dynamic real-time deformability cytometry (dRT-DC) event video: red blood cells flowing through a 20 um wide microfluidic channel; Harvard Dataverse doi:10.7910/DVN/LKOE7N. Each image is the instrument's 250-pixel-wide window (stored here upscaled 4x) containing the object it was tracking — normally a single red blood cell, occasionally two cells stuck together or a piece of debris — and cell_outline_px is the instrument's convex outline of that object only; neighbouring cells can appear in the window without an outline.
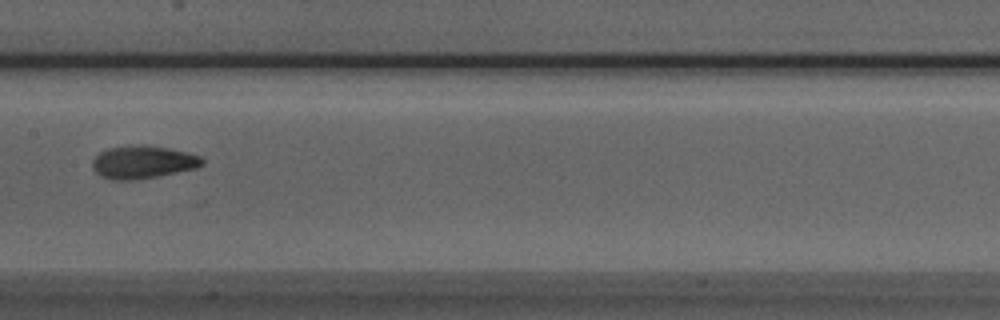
{"species": "Egyptian fruit bat (a non-hibernating species)", "species_latin": "Rousettus aegyptiacus", "temperature_condition": "room temperature", "stored_images_in_passage": 8, "camera_frame_rate_fps": 3000, "um_per_image_px": 0.085, "animal": {"sex": "male"}, "frame": {"image": 1, "passage_image": 8, "time_ms": 2.333, "image_size_px": [1000, 320], "cell_outline_px": [[204, 164], [196, 168], [156, 176], [132, 180], [112, 180], [100, 176], [92, 168], [92, 160], [100, 152], [108, 148], [140, 144], [144, 144], [168, 148], [200, 156], [204, 160]], "centroid_in_image_um": [12.11, 13.77], "position_along_channel_um": 195.3, "area_um2": 20.92}}